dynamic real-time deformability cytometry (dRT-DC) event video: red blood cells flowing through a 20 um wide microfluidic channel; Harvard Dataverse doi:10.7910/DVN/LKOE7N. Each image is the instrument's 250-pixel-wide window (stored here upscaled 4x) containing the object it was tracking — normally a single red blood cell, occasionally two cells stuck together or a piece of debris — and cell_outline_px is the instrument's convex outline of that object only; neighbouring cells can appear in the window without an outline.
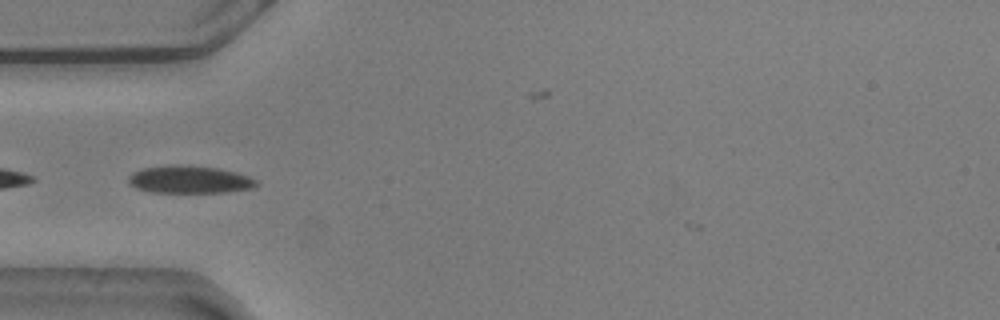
{"species": "common noctule bat (a hibernating species)", "species_latin": "Nyctalus noctula", "temperature_condition": "warm", "stored_images_in_passage": 32, "camera_frame_rate_fps": 3000, "um_per_image_px": 0.085, "animal": {"sex": "male", "body_mass_g": 20.5, "forearm_length_mm": 52.5}, "frame": {"image": 1, "passage_image": 1, "time_ms": 0.0, "image_size_px": [1000, 320], "cell_outline_px": [[260, 184], [252, 188], [224, 192], [152, 192], [136, 188], [128, 184], [128, 176], [132, 172], [144, 168], [176, 164], [180, 164], [216, 168], [236, 172], [248, 176], [256, 180]], "centroid_in_image_um": [16.09, 15.26], "position_along_channel_um": 68.9, "area_um2": 20.52}, "authors_computed_cell_mechanics": {"area_um2": 20.2589, "velocity_mm_per_s": 3.6088, "shape_relaxation_time_tau1_ms": 3.7124, "shape_relaxation_time_tau2_ms": null, "deformation_change_tau1": 0.1151, "deformation_change_tau2": null}}